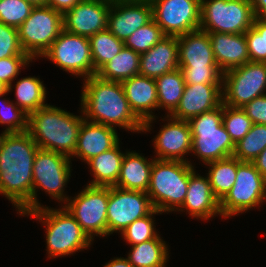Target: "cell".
<instances>
[{
    "mask_svg": "<svg viewBox=\"0 0 266 267\" xmlns=\"http://www.w3.org/2000/svg\"><path fill=\"white\" fill-rule=\"evenodd\" d=\"M200 30L207 33L244 34L255 15L250 0H201Z\"/></svg>",
    "mask_w": 266,
    "mask_h": 267,
    "instance_id": "cell-7",
    "label": "cell"
},
{
    "mask_svg": "<svg viewBox=\"0 0 266 267\" xmlns=\"http://www.w3.org/2000/svg\"><path fill=\"white\" fill-rule=\"evenodd\" d=\"M255 17L266 18V0H250Z\"/></svg>",
    "mask_w": 266,
    "mask_h": 267,
    "instance_id": "cell-47",
    "label": "cell"
},
{
    "mask_svg": "<svg viewBox=\"0 0 266 267\" xmlns=\"http://www.w3.org/2000/svg\"><path fill=\"white\" fill-rule=\"evenodd\" d=\"M7 93H9L7 88L2 83H0V97H3Z\"/></svg>",
    "mask_w": 266,
    "mask_h": 267,
    "instance_id": "cell-50",
    "label": "cell"
},
{
    "mask_svg": "<svg viewBox=\"0 0 266 267\" xmlns=\"http://www.w3.org/2000/svg\"><path fill=\"white\" fill-rule=\"evenodd\" d=\"M153 19L150 0H112L107 29L123 42Z\"/></svg>",
    "mask_w": 266,
    "mask_h": 267,
    "instance_id": "cell-17",
    "label": "cell"
},
{
    "mask_svg": "<svg viewBox=\"0 0 266 267\" xmlns=\"http://www.w3.org/2000/svg\"><path fill=\"white\" fill-rule=\"evenodd\" d=\"M222 123L236 145L252 128L253 122L242 108L223 104Z\"/></svg>",
    "mask_w": 266,
    "mask_h": 267,
    "instance_id": "cell-36",
    "label": "cell"
},
{
    "mask_svg": "<svg viewBox=\"0 0 266 267\" xmlns=\"http://www.w3.org/2000/svg\"><path fill=\"white\" fill-rule=\"evenodd\" d=\"M166 125L154 137V147L159 160L187 161L184 155L191 153L192 134L188 121L179 120L167 114Z\"/></svg>",
    "mask_w": 266,
    "mask_h": 267,
    "instance_id": "cell-18",
    "label": "cell"
},
{
    "mask_svg": "<svg viewBox=\"0 0 266 267\" xmlns=\"http://www.w3.org/2000/svg\"><path fill=\"white\" fill-rule=\"evenodd\" d=\"M179 68L177 36H165L147 52L140 54L139 74L157 78Z\"/></svg>",
    "mask_w": 266,
    "mask_h": 267,
    "instance_id": "cell-23",
    "label": "cell"
},
{
    "mask_svg": "<svg viewBox=\"0 0 266 267\" xmlns=\"http://www.w3.org/2000/svg\"><path fill=\"white\" fill-rule=\"evenodd\" d=\"M250 61L266 63L265 18L255 17L245 33Z\"/></svg>",
    "mask_w": 266,
    "mask_h": 267,
    "instance_id": "cell-38",
    "label": "cell"
},
{
    "mask_svg": "<svg viewBox=\"0 0 266 267\" xmlns=\"http://www.w3.org/2000/svg\"><path fill=\"white\" fill-rule=\"evenodd\" d=\"M166 35L162 29L152 19L150 22L133 32L125 41L126 48L134 50L136 53L142 54L147 52L156 43L161 41Z\"/></svg>",
    "mask_w": 266,
    "mask_h": 267,
    "instance_id": "cell-35",
    "label": "cell"
},
{
    "mask_svg": "<svg viewBox=\"0 0 266 267\" xmlns=\"http://www.w3.org/2000/svg\"><path fill=\"white\" fill-rule=\"evenodd\" d=\"M186 84H222L218 67H179Z\"/></svg>",
    "mask_w": 266,
    "mask_h": 267,
    "instance_id": "cell-41",
    "label": "cell"
},
{
    "mask_svg": "<svg viewBox=\"0 0 266 267\" xmlns=\"http://www.w3.org/2000/svg\"><path fill=\"white\" fill-rule=\"evenodd\" d=\"M89 41L95 73L125 46L124 42L114 36L108 29L95 33L89 38Z\"/></svg>",
    "mask_w": 266,
    "mask_h": 267,
    "instance_id": "cell-33",
    "label": "cell"
},
{
    "mask_svg": "<svg viewBox=\"0 0 266 267\" xmlns=\"http://www.w3.org/2000/svg\"><path fill=\"white\" fill-rule=\"evenodd\" d=\"M193 172L191 162L154 159L146 192L154 209L161 213L178 211L184 203Z\"/></svg>",
    "mask_w": 266,
    "mask_h": 267,
    "instance_id": "cell-4",
    "label": "cell"
},
{
    "mask_svg": "<svg viewBox=\"0 0 266 267\" xmlns=\"http://www.w3.org/2000/svg\"><path fill=\"white\" fill-rule=\"evenodd\" d=\"M265 42H266V18H265Z\"/></svg>",
    "mask_w": 266,
    "mask_h": 267,
    "instance_id": "cell-51",
    "label": "cell"
},
{
    "mask_svg": "<svg viewBox=\"0 0 266 267\" xmlns=\"http://www.w3.org/2000/svg\"><path fill=\"white\" fill-rule=\"evenodd\" d=\"M64 71L84 77L95 76L89 38L65 31L53 41L42 55Z\"/></svg>",
    "mask_w": 266,
    "mask_h": 267,
    "instance_id": "cell-13",
    "label": "cell"
},
{
    "mask_svg": "<svg viewBox=\"0 0 266 267\" xmlns=\"http://www.w3.org/2000/svg\"><path fill=\"white\" fill-rule=\"evenodd\" d=\"M194 171L189 177L187 194L183 205L178 211H187L189 215L202 220H209L221 215L219 201L213 194L208 176L203 177Z\"/></svg>",
    "mask_w": 266,
    "mask_h": 267,
    "instance_id": "cell-22",
    "label": "cell"
},
{
    "mask_svg": "<svg viewBox=\"0 0 266 267\" xmlns=\"http://www.w3.org/2000/svg\"><path fill=\"white\" fill-rule=\"evenodd\" d=\"M69 198L64 207L93 241V236H107L109 187L87 185L78 195Z\"/></svg>",
    "mask_w": 266,
    "mask_h": 267,
    "instance_id": "cell-12",
    "label": "cell"
},
{
    "mask_svg": "<svg viewBox=\"0 0 266 267\" xmlns=\"http://www.w3.org/2000/svg\"><path fill=\"white\" fill-rule=\"evenodd\" d=\"M13 56H29L20 44L18 29L0 22V59Z\"/></svg>",
    "mask_w": 266,
    "mask_h": 267,
    "instance_id": "cell-42",
    "label": "cell"
},
{
    "mask_svg": "<svg viewBox=\"0 0 266 267\" xmlns=\"http://www.w3.org/2000/svg\"><path fill=\"white\" fill-rule=\"evenodd\" d=\"M168 247L158 234L154 239L132 246L128 261L133 267H166Z\"/></svg>",
    "mask_w": 266,
    "mask_h": 267,
    "instance_id": "cell-29",
    "label": "cell"
},
{
    "mask_svg": "<svg viewBox=\"0 0 266 267\" xmlns=\"http://www.w3.org/2000/svg\"><path fill=\"white\" fill-rule=\"evenodd\" d=\"M265 148L266 125L253 124L249 132L235 145L233 156L241 162H253Z\"/></svg>",
    "mask_w": 266,
    "mask_h": 267,
    "instance_id": "cell-34",
    "label": "cell"
},
{
    "mask_svg": "<svg viewBox=\"0 0 266 267\" xmlns=\"http://www.w3.org/2000/svg\"><path fill=\"white\" fill-rule=\"evenodd\" d=\"M25 1L29 2L34 7L48 6V0H25Z\"/></svg>",
    "mask_w": 266,
    "mask_h": 267,
    "instance_id": "cell-49",
    "label": "cell"
},
{
    "mask_svg": "<svg viewBox=\"0 0 266 267\" xmlns=\"http://www.w3.org/2000/svg\"><path fill=\"white\" fill-rule=\"evenodd\" d=\"M112 0H81L63 15V29L90 38L107 29Z\"/></svg>",
    "mask_w": 266,
    "mask_h": 267,
    "instance_id": "cell-16",
    "label": "cell"
},
{
    "mask_svg": "<svg viewBox=\"0 0 266 267\" xmlns=\"http://www.w3.org/2000/svg\"><path fill=\"white\" fill-rule=\"evenodd\" d=\"M33 8L34 6L25 0H0V22L18 28Z\"/></svg>",
    "mask_w": 266,
    "mask_h": 267,
    "instance_id": "cell-39",
    "label": "cell"
},
{
    "mask_svg": "<svg viewBox=\"0 0 266 267\" xmlns=\"http://www.w3.org/2000/svg\"><path fill=\"white\" fill-rule=\"evenodd\" d=\"M15 104L28 115L39 108L45 107L46 88L37 77L27 76L15 84Z\"/></svg>",
    "mask_w": 266,
    "mask_h": 267,
    "instance_id": "cell-32",
    "label": "cell"
},
{
    "mask_svg": "<svg viewBox=\"0 0 266 267\" xmlns=\"http://www.w3.org/2000/svg\"><path fill=\"white\" fill-rule=\"evenodd\" d=\"M1 101L0 124H6L2 133H17L28 130V114L9 100ZM0 104V105H1ZM15 104V105H14Z\"/></svg>",
    "mask_w": 266,
    "mask_h": 267,
    "instance_id": "cell-40",
    "label": "cell"
},
{
    "mask_svg": "<svg viewBox=\"0 0 266 267\" xmlns=\"http://www.w3.org/2000/svg\"><path fill=\"white\" fill-rule=\"evenodd\" d=\"M222 116L223 103L214 110L202 113L188 121L192 134L191 152L205 164L234 154L235 144L222 123Z\"/></svg>",
    "mask_w": 266,
    "mask_h": 267,
    "instance_id": "cell-6",
    "label": "cell"
},
{
    "mask_svg": "<svg viewBox=\"0 0 266 267\" xmlns=\"http://www.w3.org/2000/svg\"><path fill=\"white\" fill-rule=\"evenodd\" d=\"M154 210L146 192L109 187L107 205V235L121 233L133 221Z\"/></svg>",
    "mask_w": 266,
    "mask_h": 267,
    "instance_id": "cell-15",
    "label": "cell"
},
{
    "mask_svg": "<svg viewBox=\"0 0 266 267\" xmlns=\"http://www.w3.org/2000/svg\"><path fill=\"white\" fill-rule=\"evenodd\" d=\"M158 108L167 110L170 115L178 106L184 92L185 80L179 68L155 78Z\"/></svg>",
    "mask_w": 266,
    "mask_h": 267,
    "instance_id": "cell-31",
    "label": "cell"
},
{
    "mask_svg": "<svg viewBox=\"0 0 266 267\" xmlns=\"http://www.w3.org/2000/svg\"><path fill=\"white\" fill-rule=\"evenodd\" d=\"M24 215L33 216L47 227L48 258L68 256L91 245L92 240L64 206L61 209L42 206Z\"/></svg>",
    "mask_w": 266,
    "mask_h": 267,
    "instance_id": "cell-5",
    "label": "cell"
},
{
    "mask_svg": "<svg viewBox=\"0 0 266 267\" xmlns=\"http://www.w3.org/2000/svg\"><path fill=\"white\" fill-rule=\"evenodd\" d=\"M222 104V84H185L184 92L171 117L189 121Z\"/></svg>",
    "mask_w": 266,
    "mask_h": 267,
    "instance_id": "cell-20",
    "label": "cell"
},
{
    "mask_svg": "<svg viewBox=\"0 0 266 267\" xmlns=\"http://www.w3.org/2000/svg\"><path fill=\"white\" fill-rule=\"evenodd\" d=\"M17 29L23 51L32 59L42 57L63 30V15L50 6H37Z\"/></svg>",
    "mask_w": 266,
    "mask_h": 267,
    "instance_id": "cell-8",
    "label": "cell"
},
{
    "mask_svg": "<svg viewBox=\"0 0 266 267\" xmlns=\"http://www.w3.org/2000/svg\"><path fill=\"white\" fill-rule=\"evenodd\" d=\"M179 67H218L207 32L196 30L177 37Z\"/></svg>",
    "mask_w": 266,
    "mask_h": 267,
    "instance_id": "cell-24",
    "label": "cell"
},
{
    "mask_svg": "<svg viewBox=\"0 0 266 267\" xmlns=\"http://www.w3.org/2000/svg\"><path fill=\"white\" fill-rule=\"evenodd\" d=\"M154 159L147 160L137 152L125 153L115 187L147 192Z\"/></svg>",
    "mask_w": 266,
    "mask_h": 267,
    "instance_id": "cell-26",
    "label": "cell"
},
{
    "mask_svg": "<svg viewBox=\"0 0 266 267\" xmlns=\"http://www.w3.org/2000/svg\"><path fill=\"white\" fill-rule=\"evenodd\" d=\"M242 109L252 120L253 124L266 125V94L253 99L243 106Z\"/></svg>",
    "mask_w": 266,
    "mask_h": 267,
    "instance_id": "cell-44",
    "label": "cell"
},
{
    "mask_svg": "<svg viewBox=\"0 0 266 267\" xmlns=\"http://www.w3.org/2000/svg\"><path fill=\"white\" fill-rule=\"evenodd\" d=\"M153 19L166 36L200 29L201 0H150Z\"/></svg>",
    "mask_w": 266,
    "mask_h": 267,
    "instance_id": "cell-14",
    "label": "cell"
},
{
    "mask_svg": "<svg viewBox=\"0 0 266 267\" xmlns=\"http://www.w3.org/2000/svg\"><path fill=\"white\" fill-rule=\"evenodd\" d=\"M222 103L242 108L253 99L266 94V63L252 62L223 73Z\"/></svg>",
    "mask_w": 266,
    "mask_h": 267,
    "instance_id": "cell-10",
    "label": "cell"
},
{
    "mask_svg": "<svg viewBox=\"0 0 266 267\" xmlns=\"http://www.w3.org/2000/svg\"><path fill=\"white\" fill-rule=\"evenodd\" d=\"M208 34L215 61L222 73L250 61L245 34Z\"/></svg>",
    "mask_w": 266,
    "mask_h": 267,
    "instance_id": "cell-25",
    "label": "cell"
},
{
    "mask_svg": "<svg viewBox=\"0 0 266 267\" xmlns=\"http://www.w3.org/2000/svg\"><path fill=\"white\" fill-rule=\"evenodd\" d=\"M258 172L266 179V148L252 162Z\"/></svg>",
    "mask_w": 266,
    "mask_h": 267,
    "instance_id": "cell-46",
    "label": "cell"
},
{
    "mask_svg": "<svg viewBox=\"0 0 266 267\" xmlns=\"http://www.w3.org/2000/svg\"><path fill=\"white\" fill-rule=\"evenodd\" d=\"M33 59L30 56H13L9 58L0 59V83H2L7 90H12V81L19 71L26 65L29 64Z\"/></svg>",
    "mask_w": 266,
    "mask_h": 267,
    "instance_id": "cell-43",
    "label": "cell"
},
{
    "mask_svg": "<svg viewBox=\"0 0 266 267\" xmlns=\"http://www.w3.org/2000/svg\"><path fill=\"white\" fill-rule=\"evenodd\" d=\"M119 143L108 151L90 159L87 164L95 177L88 185L112 187L118 181L121 164L125 153L119 148Z\"/></svg>",
    "mask_w": 266,
    "mask_h": 267,
    "instance_id": "cell-27",
    "label": "cell"
},
{
    "mask_svg": "<svg viewBox=\"0 0 266 267\" xmlns=\"http://www.w3.org/2000/svg\"><path fill=\"white\" fill-rule=\"evenodd\" d=\"M241 163L234 156L210 162L207 173L213 194L220 202L236 181L237 167Z\"/></svg>",
    "mask_w": 266,
    "mask_h": 267,
    "instance_id": "cell-30",
    "label": "cell"
},
{
    "mask_svg": "<svg viewBox=\"0 0 266 267\" xmlns=\"http://www.w3.org/2000/svg\"><path fill=\"white\" fill-rule=\"evenodd\" d=\"M140 54L125 46L96 75L106 81L122 82L139 74Z\"/></svg>",
    "mask_w": 266,
    "mask_h": 267,
    "instance_id": "cell-28",
    "label": "cell"
},
{
    "mask_svg": "<svg viewBox=\"0 0 266 267\" xmlns=\"http://www.w3.org/2000/svg\"><path fill=\"white\" fill-rule=\"evenodd\" d=\"M83 116L47 105L28 115V132L39 149L73 157Z\"/></svg>",
    "mask_w": 266,
    "mask_h": 267,
    "instance_id": "cell-3",
    "label": "cell"
},
{
    "mask_svg": "<svg viewBox=\"0 0 266 267\" xmlns=\"http://www.w3.org/2000/svg\"><path fill=\"white\" fill-rule=\"evenodd\" d=\"M83 80L81 112L86 120L141 133L143 123L132 112L121 82L97 75Z\"/></svg>",
    "mask_w": 266,
    "mask_h": 267,
    "instance_id": "cell-2",
    "label": "cell"
},
{
    "mask_svg": "<svg viewBox=\"0 0 266 267\" xmlns=\"http://www.w3.org/2000/svg\"><path fill=\"white\" fill-rule=\"evenodd\" d=\"M104 267H133L127 258H114L108 263L105 264Z\"/></svg>",
    "mask_w": 266,
    "mask_h": 267,
    "instance_id": "cell-48",
    "label": "cell"
},
{
    "mask_svg": "<svg viewBox=\"0 0 266 267\" xmlns=\"http://www.w3.org/2000/svg\"><path fill=\"white\" fill-rule=\"evenodd\" d=\"M81 0H48V6L64 15Z\"/></svg>",
    "mask_w": 266,
    "mask_h": 267,
    "instance_id": "cell-45",
    "label": "cell"
},
{
    "mask_svg": "<svg viewBox=\"0 0 266 267\" xmlns=\"http://www.w3.org/2000/svg\"><path fill=\"white\" fill-rule=\"evenodd\" d=\"M71 158L66 155L39 149L33 164L32 210L41 208L37 200V188L43 189L51 198L66 202L64 186L71 176Z\"/></svg>",
    "mask_w": 266,
    "mask_h": 267,
    "instance_id": "cell-9",
    "label": "cell"
},
{
    "mask_svg": "<svg viewBox=\"0 0 266 267\" xmlns=\"http://www.w3.org/2000/svg\"><path fill=\"white\" fill-rule=\"evenodd\" d=\"M266 201V179L252 162H241L237 167L236 181L219 202L221 216L231 217Z\"/></svg>",
    "mask_w": 266,
    "mask_h": 267,
    "instance_id": "cell-11",
    "label": "cell"
},
{
    "mask_svg": "<svg viewBox=\"0 0 266 267\" xmlns=\"http://www.w3.org/2000/svg\"><path fill=\"white\" fill-rule=\"evenodd\" d=\"M158 210L154 209L149 215L133 221L122 232L123 238L128 244L136 245L148 240L154 239L158 234L155 229L153 215L158 214Z\"/></svg>",
    "mask_w": 266,
    "mask_h": 267,
    "instance_id": "cell-37",
    "label": "cell"
},
{
    "mask_svg": "<svg viewBox=\"0 0 266 267\" xmlns=\"http://www.w3.org/2000/svg\"><path fill=\"white\" fill-rule=\"evenodd\" d=\"M38 150L28 131L0 135V194L22 216L32 211L33 164Z\"/></svg>",
    "mask_w": 266,
    "mask_h": 267,
    "instance_id": "cell-1",
    "label": "cell"
},
{
    "mask_svg": "<svg viewBox=\"0 0 266 267\" xmlns=\"http://www.w3.org/2000/svg\"><path fill=\"white\" fill-rule=\"evenodd\" d=\"M121 83L132 112L143 123L142 132L149 131L156 118L152 111L158 109L155 79L138 74Z\"/></svg>",
    "mask_w": 266,
    "mask_h": 267,
    "instance_id": "cell-19",
    "label": "cell"
},
{
    "mask_svg": "<svg viewBox=\"0 0 266 267\" xmlns=\"http://www.w3.org/2000/svg\"><path fill=\"white\" fill-rule=\"evenodd\" d=\"M118 143L119 138L115 127L91 122L84 118L79 129L73 156L81 158L87 163L90 159L115 147Z\"/></svg>",
    "mask_w": 266,
    "mask_h": 267,
    "instance_id": "cell-21",
    "label": "cell"
}]
</instances>
